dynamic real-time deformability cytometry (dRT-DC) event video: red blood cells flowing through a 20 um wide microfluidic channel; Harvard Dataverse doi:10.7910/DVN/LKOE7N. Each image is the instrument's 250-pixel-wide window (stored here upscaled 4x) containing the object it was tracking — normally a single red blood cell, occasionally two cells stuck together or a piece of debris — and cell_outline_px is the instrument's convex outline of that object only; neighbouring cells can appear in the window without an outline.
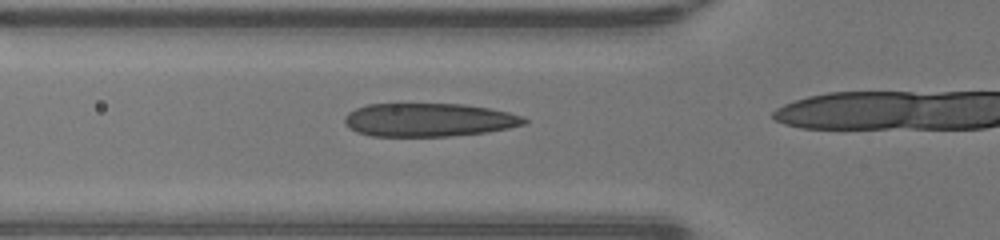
{"species": "human", "species_latin": "Homo sapiens", "temperature_condition": "warm", "stored_images_in_passage": 15, "camera_frame_rate_fps": 3000, "um_per_image_px": 0.085, "donor": {"sex": "male"}, "frame": {"image": 1, "passage_image": 11, "time_ms": 3.333, "image_size_px": [1000, 240], "cell_outline_px": [[528, 120], [524, 124], [508, 128], [488, 132], [452, 136], [372, 136], [356, 132], [348, 128], [344, 124], [344, 116], [348, 112], [356, 108], [368, 104], [464, 104], [488, 108], [508, 112], [524, 116]], "centroid_in_image_um": [36.42, 10.19], "position_along_channel_um": 89.4, "area_um2": 35.14}}
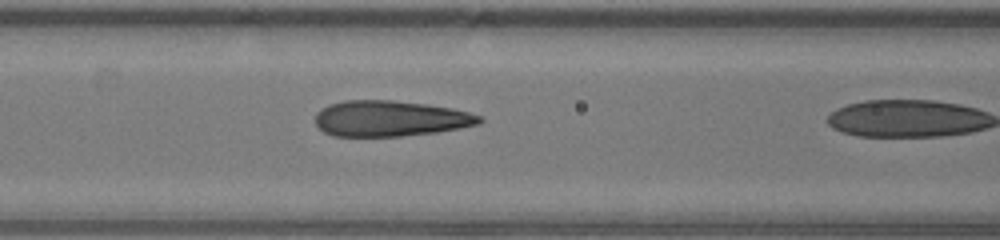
{"frame": {"image": 2, "passage_image": 14, "time_ms": 4.333, "image_size_px": [1000, 240], "cell_outline_px": [[484, 120], [480, 124], [460, 128], [436, 132], [400, 136], [332, 136], [324, 132], [316, 124], [316, 112], [320, 108], [328, 104], [344, 100], [392, 100], [428, 104], [452, 108], [468, 112], [480, 116]], "centroid_in_image_um": [33.16, 10.07], "position_along_channel_um": 133.4, "area_um2": 34.39}}